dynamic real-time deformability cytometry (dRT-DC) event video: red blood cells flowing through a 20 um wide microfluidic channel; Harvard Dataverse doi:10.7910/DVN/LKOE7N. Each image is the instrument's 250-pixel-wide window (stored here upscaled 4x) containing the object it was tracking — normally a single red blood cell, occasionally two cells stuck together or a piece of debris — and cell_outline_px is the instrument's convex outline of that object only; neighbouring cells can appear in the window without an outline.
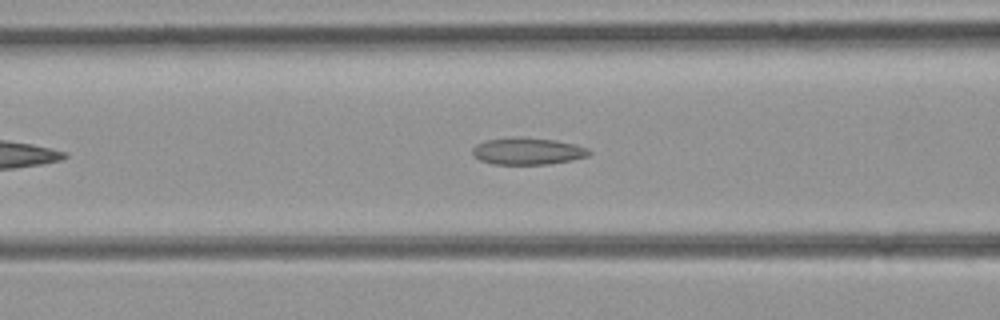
{"species": "common noctule bat (a hibernating species)", "species_latin": "Nyctalus noctula", "temperature_condition": "room temperature", "stored_images_in_passage": 35, "camera_frame_rate_fps": 3000, "um_per_image_px": 0.085, "animal": {"sex": "female", "body_mass_g": 21.9}, "frame": {"image": 1, "passage_image": 10, "time_ms": 3.0, "image_size_px": [1000, 320], "cell_outline_px": [[592, 152], [588, 156], [572, 160], [548, 164], [492, 164], [480, 160], [472, 152], [472, 148], [476, 144], [484, 140], [512, 136], [524, 136], [556, 140], [576, 144], [588, 148]], "centroid_in_image_um": [44.85, 12.82], "position_along_channel_um": 121.7, "area_um2": 18.67}}
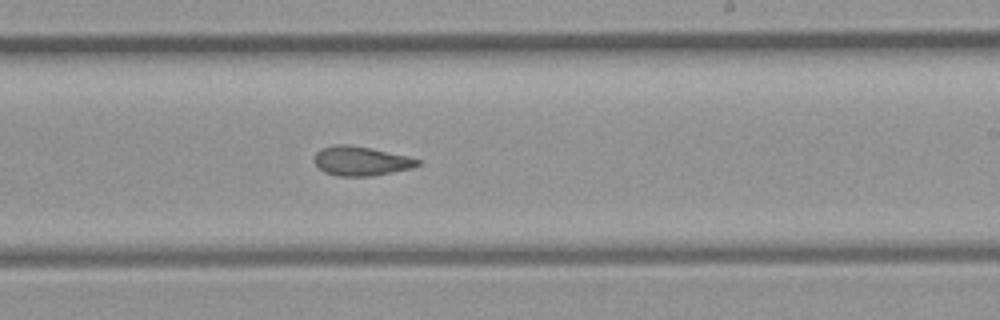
{"frame": {"image": 2, "passage_image": 20, "time_ms": 6.333, "image_size_px": [1000, 320], "cell_outline_px": [[420, 164], [412, 168], [372, 176], [340, 176], [324, 172], [312, 160], [316, 152], [320, 148], [332, 144], [348, 144], [372, 148], [408, 156], [420, 160]], "centroid_in_image_um": [30.65, 13.67], "position_along_channel_um": 258.3, "area_um2": 17.8}}
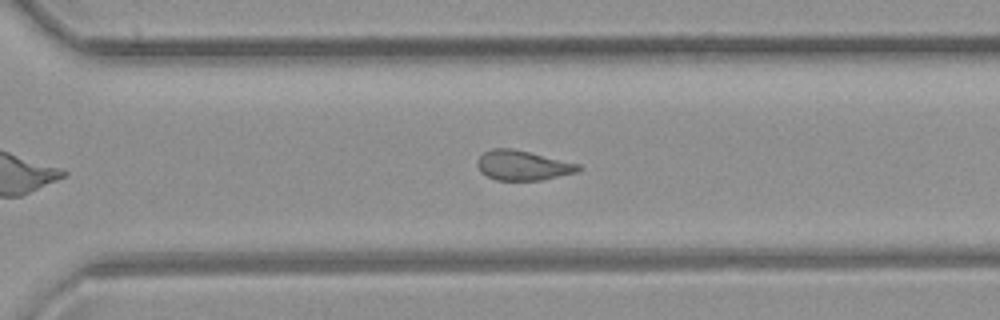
{"frame": {"image": 3, "passage_image": 25, "time_ms": 8.0, "image_size_px": [1000, 320], "cell_outline_px": [[584, 168], [576, 172], [540, 180], [496, 180], [480, 172], [476, 164], [476, 160], [484, 152], [492, 148], [512, 148], [580, 164]], "centroid_in_image_um": [44.41, 14.05], "position_along_channel_um": 326.2, "area_um2": 17.51}}